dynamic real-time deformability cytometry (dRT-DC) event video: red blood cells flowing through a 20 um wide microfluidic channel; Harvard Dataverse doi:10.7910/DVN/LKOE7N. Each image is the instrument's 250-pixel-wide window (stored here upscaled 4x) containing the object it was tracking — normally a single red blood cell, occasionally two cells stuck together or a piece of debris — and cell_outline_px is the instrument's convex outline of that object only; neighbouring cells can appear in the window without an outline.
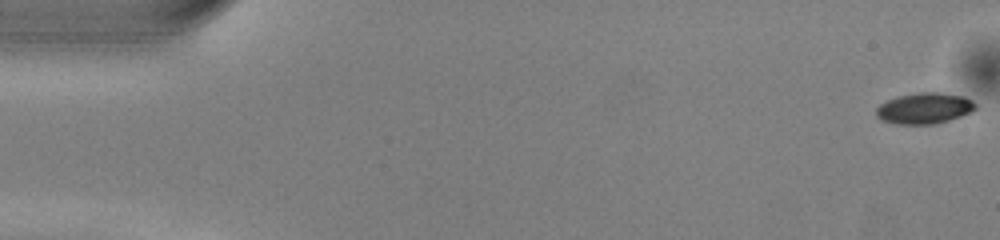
{"species": "common noctule bat (a hibernating species)", "species_latin": "Nyctalus noctula", "temperature_condition": "warm", "stored_images_in_passage": 51, "camera_frame_rate_fps": 3000, "um_per_image_px": 0.085, "animal": {"sex": "male", "body_mass_g": 13.0, "forearm_length_mm": 53.1}, "frame": {"image": 1, "passage_image": 1, "time_ms": 0.0, "image_size_px": [1000, 240], "cell_outline_px": [[976, 108], [960, 116], [936, 124], [896, 124], [880, 120], [876, 116], [876, 108], [880, 104], [896, 96], [920, 92], [940, 92], [964, 96], [972, 100], [976, 104]], "centroid_in_image_um": [78.54, 9.2], "position_along_channel_um": 6.5, "area_um2": 17.98}}
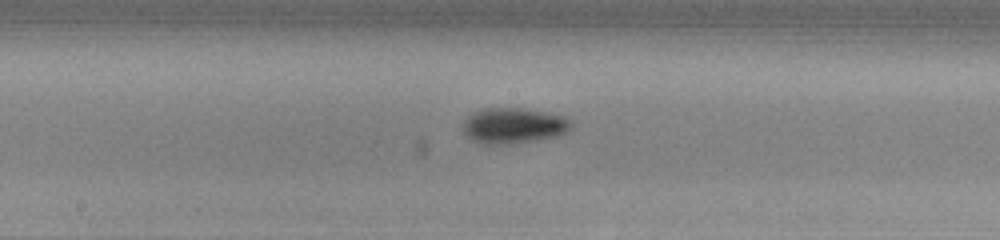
{"frame": {"image": 2, "passage_image": 27, "time_ms": 8.667, "image_size_px": [1000, 240], "cell_outline_px": [[572, 128], [568, 132], [560, 136], [536, 140], [508, 144], [484, 144], [472, 140], [464, 132], [464, 120], [472, 112], [484, 108], [524, 108], [548, 112], [564, 116], [572, 120]], "centroid_in_image_um": [43.71, 10.67], "position_along_channel_um": 204.5, "area_um2": 22.77}}
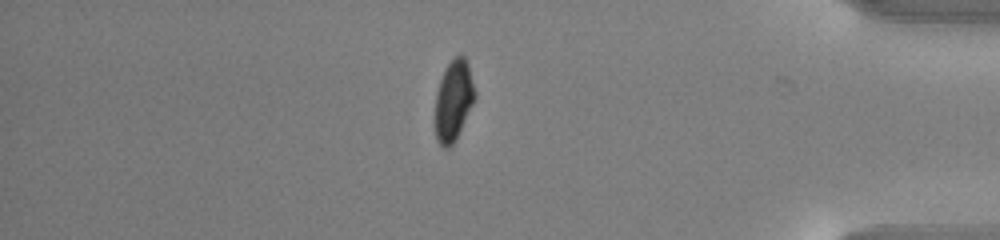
{"frame": {"image": 3, "passage_image": 44, "time_ms": 14.333, "image_size_px": [1000, 240], "cell_outline_px": [[476, 96], [452, 144], [448, 148], [444, 148], [436, 140], [436, 92], [444, 68], [456, 56], [464, 56], [468, 64], [476, 92]], "centroid_in_image_um": [38.54, 8.5], "position_along_channel_um": 396.7, "area_um2": 18.15}, "authors_computed_cell_mechanics": {"area_um2": 19.4208, "velocity_mm_per_s": 4.021, "shape_relaxation_time_tau1_ms": 1.8971, "shape_relaxation_time_tau2_ms": null, "deformation_change_tau1": 0.0961, "deformation_change_tau2": null}}